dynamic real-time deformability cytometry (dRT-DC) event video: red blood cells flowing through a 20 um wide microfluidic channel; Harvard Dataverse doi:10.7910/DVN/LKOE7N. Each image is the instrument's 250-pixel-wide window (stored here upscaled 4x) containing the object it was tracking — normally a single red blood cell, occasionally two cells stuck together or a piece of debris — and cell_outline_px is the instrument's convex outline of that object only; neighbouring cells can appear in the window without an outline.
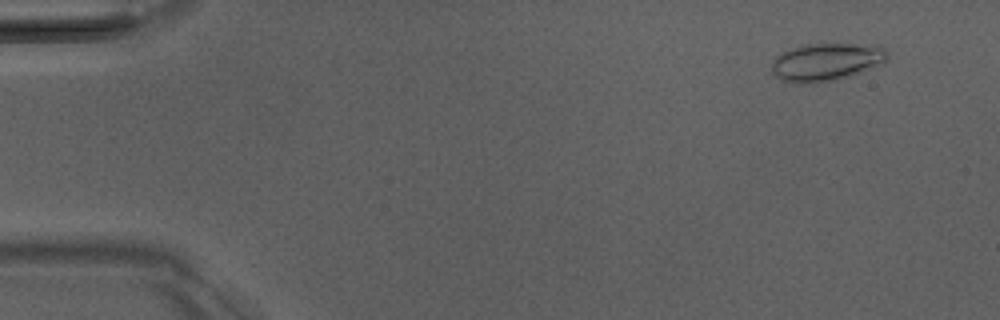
{"species": "Egyptian fruit bat (a non-hibernating species)", "species_latin": "Rousettus aegyptiacus", "temperature_condition": "room temperature", "stored_images_in_passage": 43, "camera_frame_rate_fps": 3000, "um_per_image_px": 0.085, "animal": {"sex": "male"}, "frame": {"image": 1, "passage_image": 3, "time_ms": 0.667, "image_size_px": [1000, 320], "cell_outline_px": [[888, 60], [880, 64], [852, 76], [836, 80], [816, 84], [796, 84], [780, 80], [772, 72], [772, 60], [780, 52], [792, 48], [808, 44], [856, 44], [884, 48], [888, 52]], "centroid_in_image_um": [70.19, 5.3], "position_along_channel_um": 14.8, "area_um2": 25.72}}